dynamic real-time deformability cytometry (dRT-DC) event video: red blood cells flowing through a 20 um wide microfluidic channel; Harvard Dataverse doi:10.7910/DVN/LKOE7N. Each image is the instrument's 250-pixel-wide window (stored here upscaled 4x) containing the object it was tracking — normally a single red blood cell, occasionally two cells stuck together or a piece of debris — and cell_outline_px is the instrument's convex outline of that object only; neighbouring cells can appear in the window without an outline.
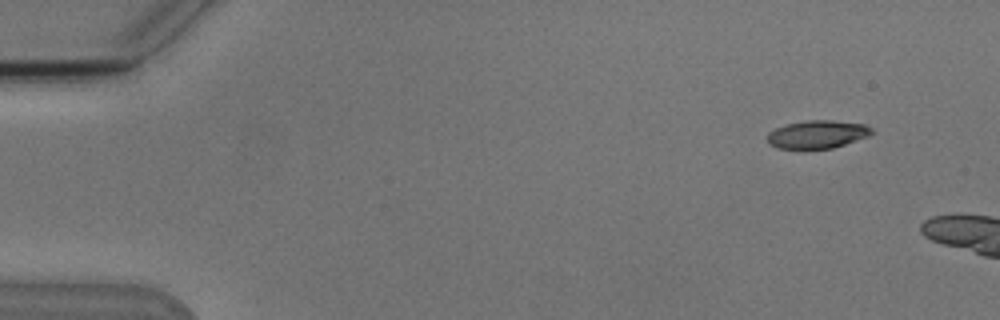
{"species": "Egyptian fruit bat (a non-hibernating species)", "species_latin": "Rousettus aegyptiacus", "temperature_condition": "cold", "stored_images_in_passage": 4, "camera_frame_rate_fps": 3000, "um_per_image_px": 0.085, "animal": {"sex": "male"}, "frame": {"image": 1, "passage_image": 2, "time_ms": 1.333, "image_size_px": [1000, 320], "cell_outline_px": [[876, 132], [868, 136], [832, 148], [776, 148], [768, 144], [768, 132], [776, 128], [788, 124], [808, 120], [832, 120], [864, 124], [872, 128]], "centroid_in_image_um": [69.49, 11.41], "position_along_channel_um": 15.5, "area_um2": 16.88}}